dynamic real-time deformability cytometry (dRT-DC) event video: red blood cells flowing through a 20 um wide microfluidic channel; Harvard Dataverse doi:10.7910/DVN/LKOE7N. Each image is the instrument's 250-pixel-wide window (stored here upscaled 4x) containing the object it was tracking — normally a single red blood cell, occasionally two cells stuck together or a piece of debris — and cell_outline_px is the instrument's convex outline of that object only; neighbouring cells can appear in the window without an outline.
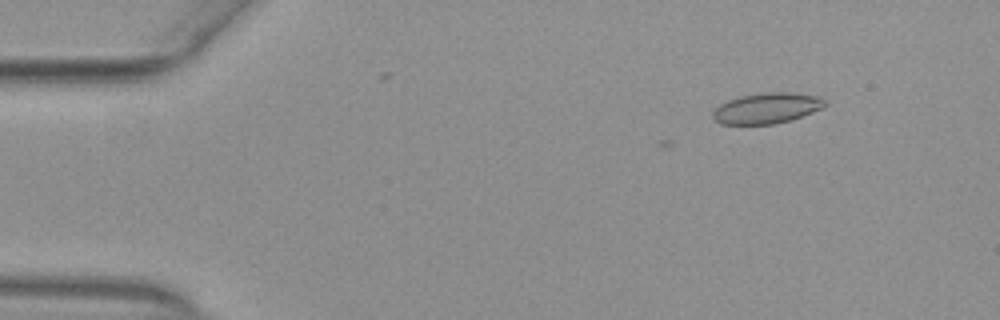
{"species": "common noctule bat (a hibernating species)", "species_latin": "Nyctalus noctula", "temperature_condition": "warm", "stored_images_in_passage": 2, "camera_frame_rate_fps": 3000, "um_per_image_px": 0.085, "animal": {"sex": "female", "body_mass_g": 29.2, "forearm_length_mm": 56.3}, "frame": {"image": 1, "passage_image": 2, "time_ms": 0.333, "image_size_px": [1000, 320], "cell_outline_px": [[828, 104], [812, 112], [792, 120], [776, 124], [720, 124], [712, 120], [712, 112], [720, 104], [728, 100], [740, 96], [764, 92], [788, 92], [820, 96]], "centroid_in_image_um": [65.16, 9.2], "position_along_channel_um": 19.8, "area_um2": 20.17}}